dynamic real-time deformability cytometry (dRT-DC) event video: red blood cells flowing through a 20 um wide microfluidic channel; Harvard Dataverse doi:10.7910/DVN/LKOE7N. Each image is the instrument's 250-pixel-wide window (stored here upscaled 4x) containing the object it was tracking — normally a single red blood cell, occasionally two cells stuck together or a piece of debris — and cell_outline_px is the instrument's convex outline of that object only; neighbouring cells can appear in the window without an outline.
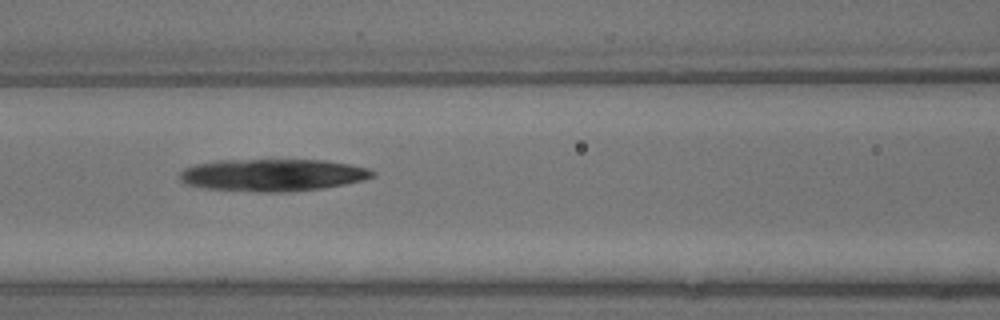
{"species": "common noctule bat (a hibernating species)", "species_latin": "Nyctalus noctula", "temperature_condition": "warm", "stored_images_in_passage": 10, "camera_frame_rate_fps": 3000, "um_per_image_px": 0.085, "animal": {"sex": "male", "body_mass_g": 13.3}, "frame": {"image": 1, "passage_image": 9, "time_ms": 2.667, "image_size_px": [1000, 320], "cell_outline_px": [[376, 176], [364, 180], [324, 188], [288, 192], [256, 192], [204, 188], [188, 184], [180, 180], [180, 172], [184, 168], [196, 164], [216, 160], [324, 160], [348, 164], [368, 168], [376, 172]], "centroid_in_image_um": [23.19, 14.88], "position_along_channel_um": 143.4, "area_um2": 36.36}}
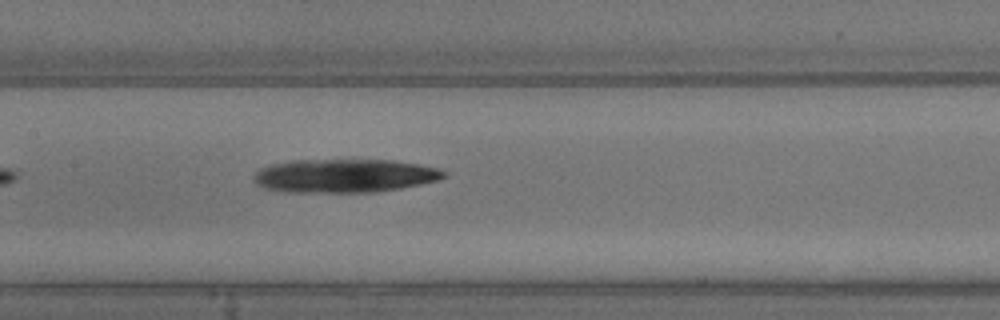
{"frame": {"image": 2, "passage_image": 10, "time_ms": 3.0, "image_size_px": [1000, 320], "cell_outline_px": [[448, 176], [440, 180], [400, 188], [376, 192], [288, 192], [264, 188], [256, 184], [252, 180], [252, 176], [260, 168], [272, 164], [292, 160], [392, 160], [420, 164], [440, 168], [448, 172]], "centroid_in_image_um": [29.31, 14.94], "position_along_channel_um": 178.1, "area_um2": 37.51}}